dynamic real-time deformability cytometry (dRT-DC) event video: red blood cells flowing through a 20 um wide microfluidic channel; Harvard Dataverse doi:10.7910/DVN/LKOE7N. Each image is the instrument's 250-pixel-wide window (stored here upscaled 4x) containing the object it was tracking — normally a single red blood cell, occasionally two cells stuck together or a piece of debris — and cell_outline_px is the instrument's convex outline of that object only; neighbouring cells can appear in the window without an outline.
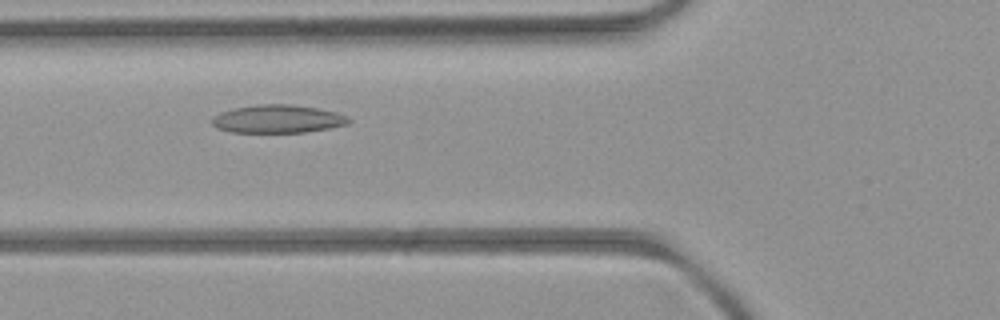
{"species": "common noctule bat (a hibernating species)", "species_latin": "Nyctalus noctula", "temperature_condition": "room temperature", "stored_images_in_passage": 4, "camera_frame_rate_fps": 3000, "um_per_image_px": 0.085, "animal": {"sex": "female", "body_mass_g": 21.9}, "frame": {"image": 1, "passage_image": 2, "time_ms": 1.0, "image_size_px": [1000, 320], "cell_outline_px": [[352, 120], [348, 124], [332, 128], [304, 132], [232, 132], [216, 128], [212, 124], [212, 116], [220, 112], [232, 108], [256, 104], [292, 104], [316, 108], [336, 112]], "centroid_in_image_um": [23.58, 10.1], "position_along_channel_um": 102.2, "area_um2": 22.48}}
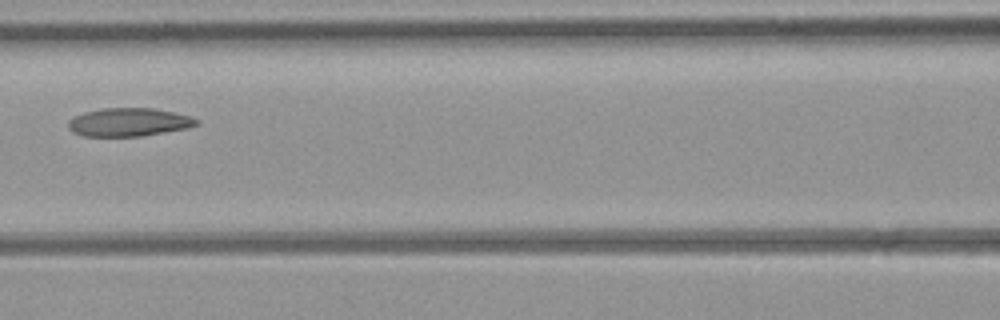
{"frame": {"image": 2, "passage_image": 3, "time_ms": 2.333, "image_size_px": [1000, 320], "cell_outline_px": [[200, 124], [188, 128], [140, 136], [84, 136], [72, 132], [68, 128], [68, 120], [84, 112], [104, 108], [152, 108], [172, 112], [188, 116], [200, 120]], "centroid_in_image_um": [10.94, 10.39], "position_along_channel_um": 155.7, "area_um2": 21.04}}
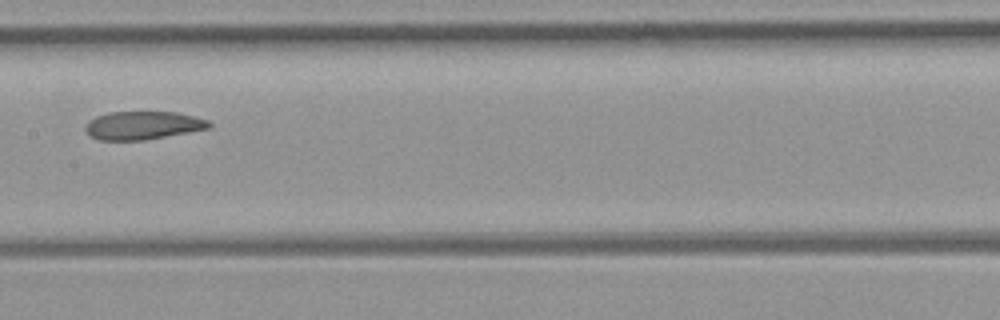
{"frame": {"image": 3, "passage_image": 4, "time_ms": 3.333, "image_size_px": [1000, 320], "cell_outline_px": [[212, 128], [144, 140], [100, 140], [92, 136], [84, 128], [88, 120], [96, 116], [108, 112], [176, 112], [208, 120], [212, 124]], "centroid_in_image_um": [12.15, 10.65], "position_along_channel_um": 195.2, "area_um2": 20.29}}